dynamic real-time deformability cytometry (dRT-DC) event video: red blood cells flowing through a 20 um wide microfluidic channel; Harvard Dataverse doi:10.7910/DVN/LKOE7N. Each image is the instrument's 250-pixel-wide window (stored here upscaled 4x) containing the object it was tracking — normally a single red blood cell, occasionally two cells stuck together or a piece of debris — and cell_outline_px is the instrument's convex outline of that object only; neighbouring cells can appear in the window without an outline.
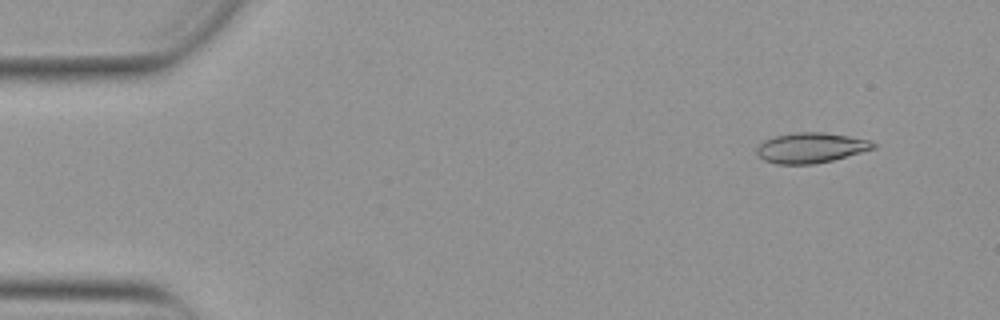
{"species": "Egyptian fruit bat (a non-hibernating species)", "species_latin": "Rousettus aegyptiacus", "temperature_condition": "warm", "stored_images_in_passage": 53, "camera_frame_rate_fps": 3000, "um_per_image_px": 0.085, "animal": {"sex": "female"}, "frame": {"image": 1, "passage_image": 5, "time_ms": 1.333, "image_size_px": [1000, 320], "cell_outline_px": [[876, 148], [832, 160], [812, 164], [776, 164], [764, 160], [756, 152], [756, 148], [764, 140], [776, 136], [796, 132], [824, 132], [848, 136], [868, 140], [876, 144]], "centroid_in_image_um": [68.91, 12.56], "position_along_channel_um": 16.1, "area_um2": 20.35}}
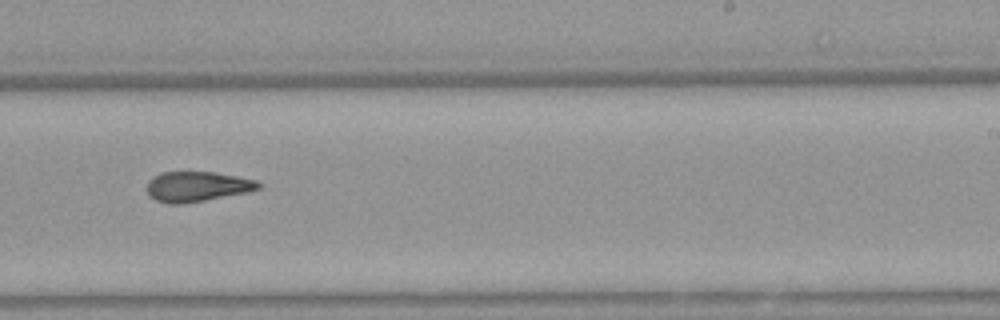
{"frame": {"image": 2, "passage_image": 33, "time_ms": 10.667, "image_size_px": [1000, 320], "cell_outline_px": [[264, 184], [260, 188], [248, 192], [184, 204], [168, 204], [156, 200], [148, 196], [148, 180], [152, 176], [160, 172], [216, 172], [256, 180]], "centroid_in_image_um": [16.75, 15.85], "position_along_channel_um": 272.2, "area_um2": 19.77}}
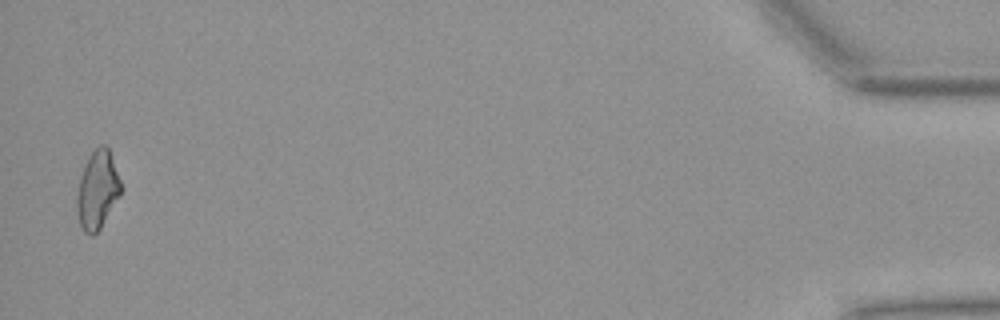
{"frame": {"image": 3, "passage_image": 52, "time_ms": 17.0, "image_size_px": [1000, 320], "cell_outline_px": [[120, 196], [100, 228], [92, 236], [84, 232], [80, 224], [76, 208], [76, 196], [80, 176], [88, 156], [100, 144], [104, 144], [108, 148], [120, 180]], "centroid_in_image_um": [8.26, 16.15], "position_along_channel_um": 426.9, "area_um2": 19.83}, "authors_computed_cell_mechanics": {"area_um2": 20.0566, "velocity_mm_per_s": 3.8814, "shape_relaxation_time_tau1_ms": null, "shape_relaxation_time_tau2_ms": 3.6652, "deformation_change_tau1": null, "deformation_change_tau2": 0.1169}}